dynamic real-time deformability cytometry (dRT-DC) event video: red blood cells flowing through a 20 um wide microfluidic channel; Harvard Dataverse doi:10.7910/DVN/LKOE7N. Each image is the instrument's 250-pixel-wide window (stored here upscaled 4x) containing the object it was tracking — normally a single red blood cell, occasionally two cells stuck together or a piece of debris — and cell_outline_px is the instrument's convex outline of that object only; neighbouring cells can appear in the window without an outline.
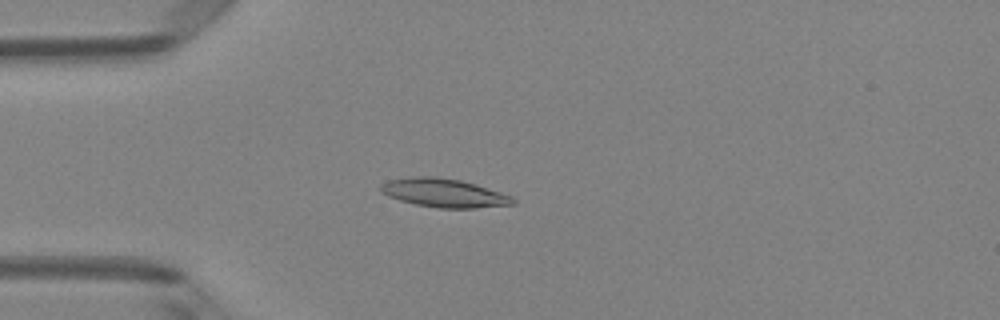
{"species": "Egyptian fruit bat (a non-hibernating species)", "species_latin": "Rousettus aegyptiacus", "temperature_condition": "room temperature", "stored_images_in_passage": 50, "camera_frame_rate_fps": 3000, "um_per_image_px": 0.085, "animal": {"sex": "female"}, "frame": {"image": 1, "passage_image": 14, "time_ms": 4.333, "image_size_px": [1000, 320], "cell_outline_px": [[516, 204], [476, 208], [436, 208], [416, 204], [400, 200], [388, 196], [380, 192], [380, 184], [388, 180], [412, 176], [436, 176], [460, 180], [476, 184], [512, 196], [516, 200]], "centroid_in_image_um": [37.73, 16.39], "position_along_channel_um": 47.3, "area_um2": 22.2}}
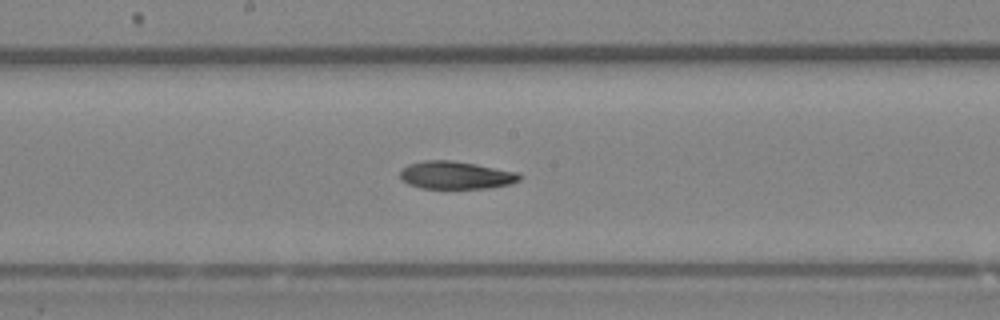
{"frame": {"image": 2, "passage_image": 27, "time_ms": 8.667, "image_size_px": [1000, 320], "cell_outline_px": [[524, 176], [520, 180], [512, 184], [488, 188], [420, 188], [408, 184], [400, 180], [400, 172], [408, 164], [424, 160], [452, 160], [476, 164], [520, 172]], "centroid_in_image_um": [38.79, 14.89], "position_along_channel_um": 209.4, "area_um2": 19.59}}
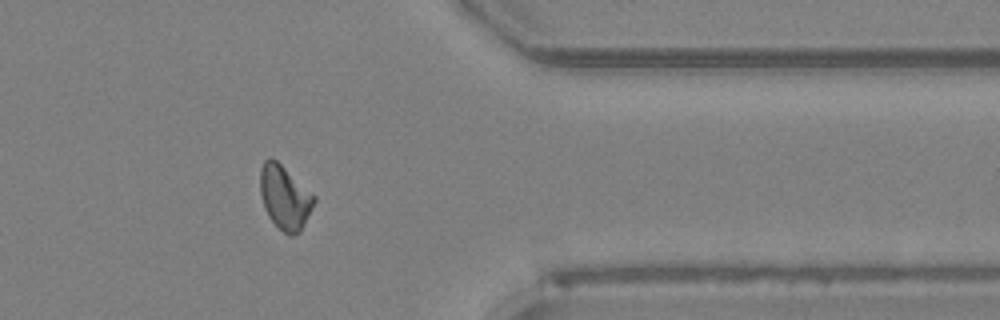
{"frame": {"image": 3, "passage_image": 41, "time_ms": 13.333, "image_size_px": [1000, 320], "cell_outline_px": [[316, 200], [300, 232], [292, 236], [288, 236], [268, 216], [264, 208], [260, 192], [260, 168], [264, 160], [268, 156], [272, 156], [316, 196]], "centroid_in_image_um": [24.19, 16.75], "position_along_channel_um": 387.2, "area_um2": 20.11}, "authors_computed_cell_mechanics": {"area_um2": 19.941, "velocity_mm_per_s": 4.1193, "shape_relaxation_time_tau1_ms": 4.5743, "shape_relaxation_time_tau2_ms": 10.0057, "deformation_change_tau1": 0.1657, "deformation_change_tau2": 0.1677}}